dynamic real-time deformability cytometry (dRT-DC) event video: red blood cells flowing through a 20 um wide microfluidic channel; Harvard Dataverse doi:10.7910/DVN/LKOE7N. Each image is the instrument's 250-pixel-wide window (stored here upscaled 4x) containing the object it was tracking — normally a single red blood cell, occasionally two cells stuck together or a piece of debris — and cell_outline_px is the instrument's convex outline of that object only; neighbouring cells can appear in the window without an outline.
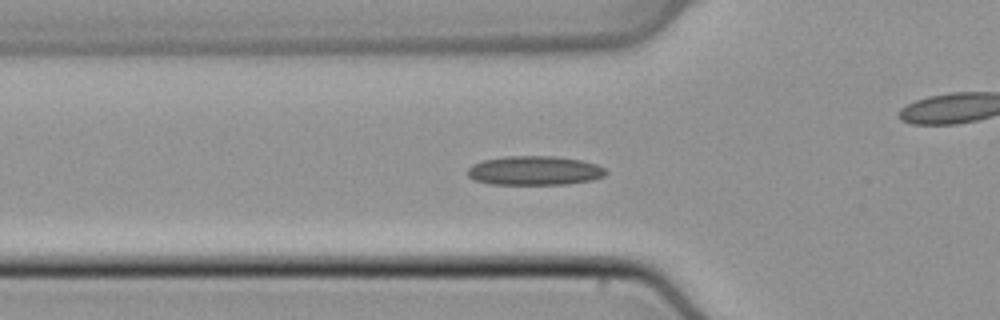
{"species": "common noctule bat (a hibernating species)", "species_latin": "Nyctalus noctula", "temperature_condition": "cold", "stored_images_in_passage": 39, "camera_frame_rate_fps": 3000, "um_per_image_px": 0.085, "animal": {"sex": "male", "body_mass_g": 21.5, "forearm_length_mm": 52.0}, "frame": {"image": 1, "passage_image": 12, "time_ms": 3.667, "image_size_px": [1000, 320], "cell_outline_px": [[608, 172], [604, 176], [592, 180], [568, 184], [488, 184], [472, 180], [468, 176], [468, 168], [472, 164], [484, 160], [504, 156], [556, 156], [580, 160], [596, 164], [604, 168]], "centroid_in_image_um": [45.42, 14.5], "position_along_channel_um": 80.4, "area_um2": 23.64}}